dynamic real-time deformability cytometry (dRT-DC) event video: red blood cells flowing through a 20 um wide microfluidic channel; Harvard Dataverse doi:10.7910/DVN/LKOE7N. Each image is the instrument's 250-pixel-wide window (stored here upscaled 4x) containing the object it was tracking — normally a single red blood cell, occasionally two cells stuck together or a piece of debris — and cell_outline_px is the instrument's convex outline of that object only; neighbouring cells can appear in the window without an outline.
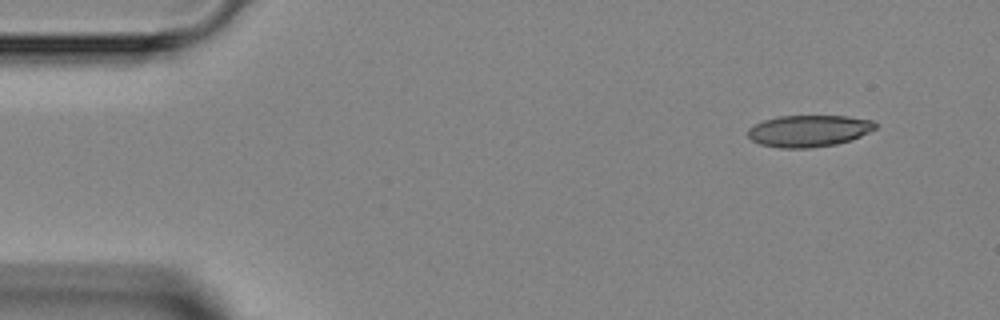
{"species": "Egyptian fruit bat (a non-hibernating species)", "species_latin": "Rousettus aegyptiacus", "temperature_condition": "room temperature", "stored_images_in_passage": 1, "camera_frame_rate_fps": 3000, "um_per_image_px": 0.085, "animal": {"sex": "female"}, "frame": {"image": 1, "passage_image": 1, "time_ms": 0.0, "image_size_px": [1000, 320], "cell_outline_px": [[876, 128], [860, 136], [836, 144], [808, 148], [780, 148], [760, 144], [752, 140], [748, 136], [748, 128], [764, 120], [780, 116], [848, 116], [872, 120], [876, 124]], "centroid_in_image_um": [68.73, 11.12], "position_along_channel_um": 16.3, "area_um2": 23.35}}